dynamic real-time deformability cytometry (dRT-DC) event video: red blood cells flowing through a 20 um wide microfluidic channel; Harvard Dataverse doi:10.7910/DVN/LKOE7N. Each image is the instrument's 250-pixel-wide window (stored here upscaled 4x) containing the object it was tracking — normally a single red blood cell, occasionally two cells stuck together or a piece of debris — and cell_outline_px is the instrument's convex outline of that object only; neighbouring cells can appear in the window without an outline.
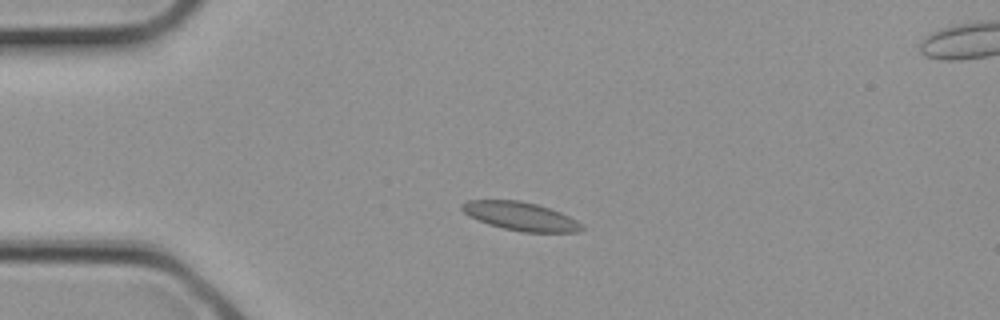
{"species": "common noctule bat (a hibernating species)", "species_latin": "Nyctalus noctula", "temperature_condition": "cold", "stored_images_in_passage": 3, "camera_frame_rate_fps": 3000, "um_per_image_px": 0.085, "animal": {"sex": "female", "body_mass_g": 21.9}, "frame": {"image": 1, "passage_image": 2, "time_ms": 0.333, "image_size_px": [1000, 320], "cell_outline_px": [[584, 228], [580, 232], [524, 232], [504, 228], [488, 224], [468, 216], [460, 208], [460, 204], [468, 200], [520, 200], [536, 204], [560, 212], [576, 220]], "centroid_in_image_um": [44.21, 18.37], "position_along_channel_um": 40.8, "area_um2": 19.77}}